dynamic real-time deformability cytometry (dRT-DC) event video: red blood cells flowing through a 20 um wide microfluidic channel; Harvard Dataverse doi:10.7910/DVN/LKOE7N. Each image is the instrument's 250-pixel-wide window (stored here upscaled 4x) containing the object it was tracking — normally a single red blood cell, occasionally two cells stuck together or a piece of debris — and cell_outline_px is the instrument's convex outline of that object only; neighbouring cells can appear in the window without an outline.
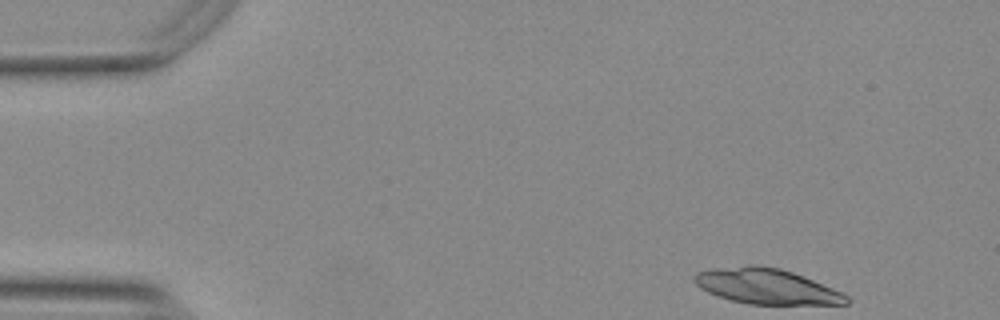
{"species": "Egyptian fruit bat (a non-hibernating species)", "species_latin": "Rousettus aegyptiacus", "temperature_condition": "warm", "stored_images_in_passage": 19, "camera_frame_rate_fps": 3000, "um_per_image_px": 0.085, "animal": {"sex": "female"}, "frame": {"image": 1, "passage_image": 1, "time_ms": 0.0, "image_size_px": [1000, 320], "cell_outline_px": [[848, 304], [748, 304], [732, 300], [708, 292], [700, 288], [696, 284], [692, 276], [696, 272], [748, 264], [760, 264], [780, 268], [804, 276], [832, 288], [848, 296]], "centroid_in_image_um": [65.14, 24.33], "position_along_channel_um": 19.9, "area_um2": 31.1}}